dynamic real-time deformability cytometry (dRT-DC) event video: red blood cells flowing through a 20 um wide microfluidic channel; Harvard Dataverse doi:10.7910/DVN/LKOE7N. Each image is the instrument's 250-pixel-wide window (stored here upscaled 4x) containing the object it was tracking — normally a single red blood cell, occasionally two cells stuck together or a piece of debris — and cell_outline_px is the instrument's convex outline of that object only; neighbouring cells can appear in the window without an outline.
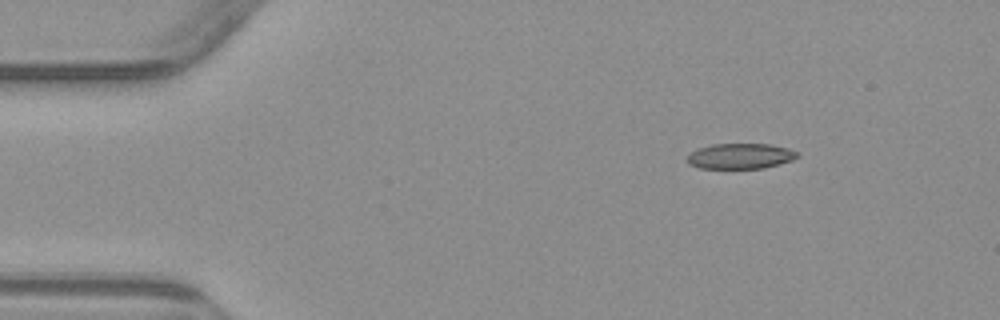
{"species": "common noctule bat (a hibernating species)", "species_latin": "Nyctalus noctula", "temperature_condition": "warm", "stored_images_in_passage": 3, "camera_frame_rate_fps": 3000, "um_per_image_px": 0.085, "animal": {"sex": "male", "body_mass_g": 23.1, "forearm_length_mm": 52.7}, "frame": {"image": 1, "passage_image": 1, "time_ms": 0.0, "image_size_px": [1000, 320], "cell_outline_px": [[800, 156], [792, 160], [780, 164], [764, 168], [700, 168], [688, 164], [688, 156], [692, 152], [700, 148], [712, 144], [772, 144], [788, 148], [800, 152]], "centroid_in_image_um": [63.0, 13.27], "position_along_channel_um": 22.0, "area_um2": 16.36}}
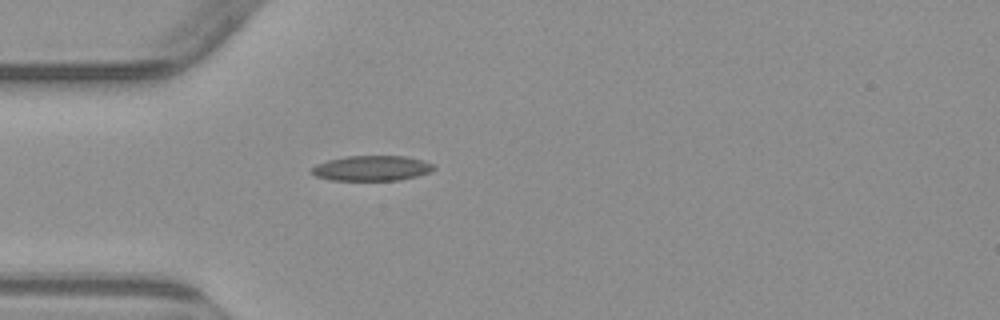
{"frame": {"image": 2, "passage_image": 3, "time_ms": 2.667, "image_size_px": [1000, 320], "cell_outline_px": [[436, 168], [428, 172], [416, 176], [400, 180], [332, 180], [316, 176], [312, 172], [312, 168], [316, 164], [328, 160], [348, 156], [404, 156], [424, 160], [436, 164]], "centroid_in_image_um": [31.64, 14.29], "position_along_channel_um": 53.4, "area_um2": 17.86}}